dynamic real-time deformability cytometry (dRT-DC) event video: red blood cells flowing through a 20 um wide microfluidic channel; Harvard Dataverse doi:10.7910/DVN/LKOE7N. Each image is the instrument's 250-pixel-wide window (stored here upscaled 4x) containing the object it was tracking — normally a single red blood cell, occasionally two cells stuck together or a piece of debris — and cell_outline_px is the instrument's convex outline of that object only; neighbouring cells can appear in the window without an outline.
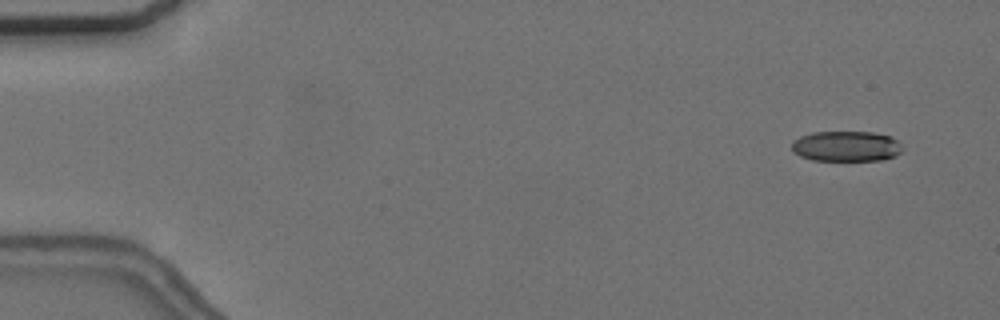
{"species": "common noctule bat (a hibernating species)", "species_latin": "Nyctalus noctula", "temperature_condition": "cold", "stored_images_in_passage": 56, "camera_frame_rate_fps": 3000, "um_per_image_px": 0.085, "animal": {"sex": "female", "body_mass_g": 24.6, "forearm_length_mm": 56.2}, "frame": {"image": 1, "passage_image": 4, "time_ms": 1.0, "image_size_px": [1000, 320], "cell_outline_px": [[900, 152], [896, 156], [880, 160], [812, 160], [800, 156], [792, 152], [792, 140], [800, 136], [812, 132], [872, 132], [892, 136], [900, 144]], "centroid_in_image_um": [71.89, 12.42], "position_along_channel_um": 13.1, "area_um2": 19.65}}
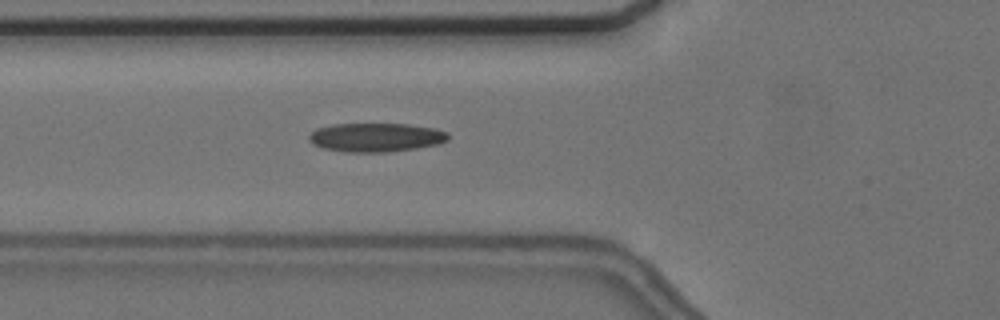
{"frame": {"image": 2, "passage_image": 21, "time_ms": 6.667, "image_size_px": [1000, 320], "cell_outline_px": [[448, 140], [440, 144], [416, 148], [388, 152], [344, 152], [324, 148], [312, 144], [308, 140], [308, 136], [316, 128], [332, 124], [408, 124], [436, 128], [448, 132]], "centroid_in_image_um": [31.96, 11.67], "position_along_channel_um": 93.8, "area_um2": 23.58}}
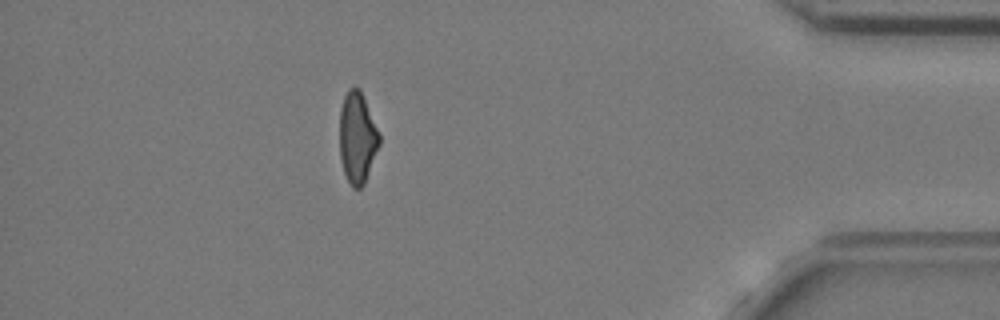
{"frame": {"image": 3, "passage_image": 50, "time_ms": 16.333, "image_size_px": [1000, 320], "cell_outline_px": [[380, 144], [364, 184], [360, 188], [352, 188], [344, 172], [340, 160], [340, 108], [344, 96], [348, 88], [360, 88], [380, 132]], "centroid_in_image_um": [30.38, 11.69], "position_along_channel_um": 404.8, "area_um2": 21.27}, "authors_computed_cell_mechanics": {"area_um2": 22.0218, "velocity_mm_per_s": 3.6858, "shape_relaxation_time_tau1_ms": null, "shape_relaxation_time_tau2_ms": 4.4925, "deformation_change_tau1": null, "deformation_change_tau2": 0.1271}}